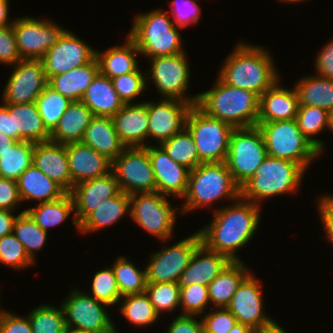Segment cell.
I'll return each instance as SVG.
<instances>
[{
  "instance_id": "cell-33",
  "label": "cell",
  "mask_w": 333,
  "mask_h": 333,
  "mask_svg": "<svg viewBox=\"0 0 333 333\" xmlns=\"http://www.w3.org/2000/svg\"><path fill=\"white\" fill-rule=\"evenodd\" d=\"M99 73L95 58L92 62L70 71L54 75L48 79V85L71 101H81L88 86Z\"/></svg>"
},
{
  "instance_id": "cell-5",
  "label": "cell",
  "mask_w": 333,
  "mask_h": 333,
  "mask_svg": "<svg viewBox=\"0 0 333 333\" xmlns=\"http://www.w3.org/2000/svg\"><path fill=\"white\" fill-rule=\"evenodd\" d=\"M305 171L296 162L267 156L255 174L241 186V197L260 206L265 198L294 194Z\"/></svg>"
},
{
  "instance_id": "cell-18",
  "label": "cell",
  "mask_w": 333,
  "mask_h": 333,
  "mask_svg": "<svg viewBox=\"0 0 333 333\" xmlns=\"http://www.w3.org/2000/svg\"><path fill=\"white\" fill-rule=\"evenodd\" d=\"M96 58V50L66 30L41 59L47 79L81 67Z\"/></svg>"
},
{
  "instance_id": "cell-20",
  "label": "cell",
  "mask_w": 333,
  "mask_h": 333,
  "mask_svg": "<svg viewBox=\"0 0 333 333\" xmlns=\"http://www.w3.org/2000/svg\"><path fill=\"white\" fill-rule=\"evenodd\" d=\"M119 192L120 188L113 171L73 186L70 192L75 209L74 221L72 223L79 229V224L94 211L100 203L107 198L116 196Z\"/></svg>"
},
{
  "instance_id": "cell-43",
  "label": "cell",
  "mask_w": 333,
  "mask_h": 333,
  "mask_svg": "<svg viewBox=\"0 0 333 333\" xmlns=\"http://www.w3.org/2000/svg\"><path fill=\"white\" fill-rule=\"evenodd\" d=\"M120 300L121 314L135 326H149L160 318L145 292L125 295Z\"/></svg>"
},
{
  "instance_id": "cell-4",
  "label": "cell",
  "mask_w": 333,
  "mask_h": 333,
  "mask_svg": "<svg viewBox=\"0 0 333 333\" xmlns=\"http://www.w3.org/2000/svg\"><path fill=\"white\" fill-rule=\"evenodd\" d=\"M241 196V187L234 181L225 162L201 163L189 172L188 186L181 214L225 198L237 200Z\"/></svg>"
},
{
  "instance_id": "cell-24",
  "label": "cell",
  "mask_w": 333,
  "mask_h": 333,
  "mask_svg": "<svg viewBox=\"0 0 333 333\" xmlns=\"http://www.w3.org/2000/svg\"><path fill=\"white\" fill-rule=\"evenodd\" d=\"M231 262L224 254L208 249L202 242L193 252L188 266L179 279L180 287L191 284L208 286L222 270Z\"/></svg>"
},
{
  "instance_id": "cell-70",
  "label": "cell",
  "mask_w": 333,
  "mask_h": 333,
  "mask_svg": "<svg viewBox=\"0 0 333 333\" xmlns=\"http://www.w3.org/2000/svg\"><path fill=\"white\" fill-rule=\"evenodd\" d=\"M4 312H5V310H3V311L1 310V311H0V320H1V318H2V316H3V314H4Z\"/></svg>"
},
{
  "instance_id": "cell-14",
  "label": "cell",
  "mask_w": 333,
  "mask_h": 333,
  "mask_svg": "<svg viewBox=\"0 0 333 333\" xmlns=\"http://www.w3.org/2000/svg\"><path fill=\"white\" fill-rule=\"evenodd\" d=\"M71 290L61 304L67 327L91 333H107L114 329L115 324L105 308L108 305L79 289Z\"/></svg>"
},
{
  "instance_id": "cell-15",
  "label": "cell",
  "mask_w": 333,
  "mask_h": 333,
  "mask_svg": "<svg viewBox=\"0 0 333 333\" xmlns=\"http://www.w3.org/2000/svg\"><path fill=\"white\" fill-rule=\"evenodd\" d=\"M56 22L23 16L12 24L21 59L41 60L66 31Z\"/></svg>"
},
{
  "instance_id": "cell-61",
  "label": "cell",
  "mask_w": 333,
  "mask_h": 333,
  "mask_svg": "<svg viewBox=\"0 0 333 333\" xmlns=\"http://www.w3.org/2000/svg\"><path fill=\"white\" fill-rule=\"evenodd\" d=\"M9 7V4L0 3V28L12 26V24L14 23V21L8 19Z\"/></svg>"
},
{
  "instance_id": "cell-12",
  "label": "cell",
  "mask_w": 333,
  "mask_h": 333,
  "mask_svg": "<svg viewBox=\"0 0 333 333\" xmlns=\"http://www.w3.org/2000/svg\"><path fill=\"white\" fill-rule=\"evenodd\" d=\"M112 171L120 191L128 195L156 191L154 171L145 147H126L112 161Z\"/></svg>"
},
{
  "instance_id": "cell-35",
  "label": "cell",
  "mask_w": 333,
  "mask_h": 333,
  "mask_svg": "<svg viewBox=\"0 0 333 333\" xmlns=\"http://www.w3.org/2000/svg\"><path fill=\"white\" fill-rule=\"evenodd\" d=\"M241 261H231L208 285L209 301L215 308H227L242 280L250 273Z\"/></svg>"
},
{
  "instance_id": "cell-27",
  "label": "cell",
  "mask_w": 333,
  "mask_h": 333,
  "mask_svg": "<svg viewBox=\"0 0 333 333\" xmlns=\"http://www.w3.org/2000/svg\"><path fill=\"white\" fill-rule=\"evenodd\" d=\"M13 117L14 140L40 143L50 140V132L43 124L35 102L27 104H8Z\"/></svg>"
},
{
  "instance_id": "cell-47",
  "label": "cell",
  "mask_w": 333,
  "mask_h": 333,
  "mask_svg": "<svg viewBox=\"0 0 333 333\" xmlns=\"http://www.w3.org/2000/svg\"><path fill=\"white\" fill-rule=\"evenodd\" d=\"M91 282L92 292L89 295L93 298L108 306H114L119 303L121 295L112 266L97 271Z\"/></svg>"
},
{
  "instance_id": "cell-56",
  "label": "cell",
  "mask_w": 333,
  "mask_h": 333,
  "mask_svg": "<svg viewBox=\"0 0 333 333\" xmlns=\"http://www.w3.org/2000/svg\"><path fill=\"white\" fill-rule=\"evenodd\" d=\"M319 218L325 227L327 240L333 244V195H323L317 202Z\"/></svg>"
},
{
  "instance_id": "cell-68",
  "label": "cell",
  "mask_w": 333,
  "mask_h": 333,
  "mask_svg": "<svg viewBox=\"0 0 333 333\" xmlns=\"http://www.w3.org/2000/svg\"><path fill=\"white\" fill-rule=\"evenodd\" d=\"M107 333H119V332L117 331V328H116V326H114V329H113V330H111L110 332H107Z\"/></svg>"
},
{
  "instance_id": "cell-2",
  "label": "cell",
  "mask_w": 333,
  "mask_h": 333,
  "mask_svg": "<svg viewBox=\"0 0 333 333\" xmlns=\"http://www.w3.org/2000/svg\"><path fill=\"white\" fill-rule=\"evenodd\" d=\"M267 49L239 43L225 58L218 78L227 85L256 93L259 97L277 81L279 74Z\"/></svg>"
},
{
  "instance_id": "cell-49",
  "label": "cell",
  "mask_w": 333,
  "mask_h": 333,
  "mask_svg": "<svg viewBox=\"0 0 333 333\" xmlns=\"http://www.w3.org/2000/svg\"><path fill=\"white\" fill-rule=\"evenodd\" d=\"M0 262L15 270L24 269L34 262L27 255L24 246L13 234L0 238Z\"/></svg>"
},
{
  "instance_id": "cell-29",
  "label": "cell",
  "mask_w": 333,
  "mask_h": 333,
  "mask_svg": "<svg viewBox=\"0 0 333 333\" xmlns=\"http://www.w3.org/2000/svg\"><path fill=\"white\" fill-rule=\"evenodd\" d=\"M93 117L92 111L82 101H72L50 132V140L59 144L81 142Z\"/></svg>"
},
{
  "instance_id": "cell-8",
  "label": "cell",
  "mask_w": 333,
  "mask_h": 333,
  "mask_svg": "<svg viewBox=\"0 0 333 333\" xmlns=\"http://www.w3.org/2000/svg\"><path fill=\"white\" fill-rule=\"evenodd\" d=\"M186 128L194 139L201 163L226 161L233 126L208 116L193 105L186 119Z\"/></svg>"
},
{
  "instance_id": "cell-67",
  "label": "cell",
  "mask_w": 333,
  "mask_h": 333,
  "mask_svg": "<svg viewBox=\"0 0 333 333\" xmlns=\"http://www.w3.org/2000/svg\"><path fill=\"white\" fill-rule=\"evenodd\" d=\"M279 2H285V3H299V2H303L304 0H278Z\"/></svg>"
},
{
  "instance_id": "cell-16",
  "label": "cell",
  "mask_w": 333,
  "mask_h": 333,
  "mask_svg": "<svg viewBox=\"0 0 333 333\" xmlns=\"http://www.w3.org/2000/svg\"><path fill=\"white\" fill-rule=\"evenodd\" d=\"M4 92L3 104H27L36 101L48 79L41 60L22 59L13 64Z\"/></svg>"
},
{
  "instance_id": "cell-25",
  "label": "cell",
  "mask_w": 333,
  "mask_h": 333,
  "mask_svg": "<svg viewBox=\"0 0 333 333\" xmlns=\"http://www.w3.org/2000/svg\"><path fill=\"white\" fill-rule=\"evenodd\" d=\"M33 164L67 193L71 192V176L65 144L51 140L35 143Z\"/></svg>"
},
{
  "instance_id": "cell-38",
  "label": "cell",
  "mask_w": 333,
  "mask_h": 333,
  "mask_svg": "<svg viewBox=\"0 0 333 333\" xmlns=\"http://www.w3.org/2000/svg\"><path fill=\"white\" fill-rule=\"evenodd\" d=\"M160 146L174 162L190 171L201 164L194 139L186 127Z\"/></svg>"
},
{
  "instance_id": "cell-30",
  "label": "cell",
  "mask_w": 333,
  "mask_h": 333,
  "mask_svg": "<svg viewBox=\"0 0 333 333\" xmlns=\"http://www.w3.org/2000/svg\"><path fill=\"white\" fill-rule=\"evenodd\" d=\"M125 44L109 47L105 52L96 51L99 72L110 79L122 74L135 72L138 68L140 54L135 42L126 36Z\"/></svg>"
},
{
  "instance_id": "cell-17",
  "label": "cell",
  "mask_w": 333,
  "mask_h": 333,
  "mask_svg": "<svg viewBox=\"0 0 333 333\" xmlns=\"http://www.w3.org/2000/svg\"><path fill=\"white\" fill-rule=\"evenodd\" d=\"M262 295L260 281L249 273L238 286L227 309L237 322L262 332L276 323L265 315Z\"/></svg>"
},
{
  "instance_id": "cell-45",
  "label": "cell",
  "mask_w": 333,
  "mask_h": 333,
  "mask_svg": "<svg viewBox=\"0 0 333 333\" xmlns=\"http://www.w3.org/2000/svg\"><path fill=\"white\" fill-rule=\"evenodd\" d=\"M60 307V308H59ZM40 305L27 315L33 333H64L66 324L62 306Z\"/></svg>"
},
{
  "instance_id": "cell-46",
  "label": "cell",
  "mask_w": 333,
  "mask_h": 333,
  "mask_svg": "<svg viewBox=\"0 0 333 333\" xmlns=\"http://www.w3.org/2000/svg\"><path fill=\"white\" fill-rule=\"evenodd\" d=\"M148 295L156 313L171 312L180 307V286L178 283H147Z\"/></svg>"
},
{
  "instance_id": "cell-1",
  "label": "cell",
  "mask_w": 333,
  "mask_h": 333,
  "mask_svg": "<svg viewBox=\"0 0 333 333\" xmlns=\"http://www.w3.org/2000/svg\"><path fill=\"white\" fill-rule=\"evenodd\" d=\"M237 201L218 208L211 223L198 230L201 242L208 249L226 255L231 261H241L236 252L251 240L261 218L259 205L241 196Z\"/></svg>"
},
{
  "instance_id": "cell-13",
  "label": "cell",
  "mask_w": 333,
  "mask_h": 333,
  "mask_svg": "<svg viewBox=\"0 0 333 333\" xmlns=\"http://www.w3.org/2000/svg\"><path fill=\"white\" fill-rule=\"evenodd\" d=\"M201 243L198 231L170 247L151 254L146 268L147 283H178L182 272Z\"/></svg>"
},
{
  "instance_id": "cell-58",
  "label": "cell",
  "mask_w": 333,
  "mask_h": 333,
  "mask_svg": "<svg viewBox=\"0 0 333 333\" xmlns=\"http://www.w3.org/2000/svg\"><path fill=\"white\" fill-rule=\"evenodd\" d=\"M203 322L195 316L179 315L169 325L167 333H202Z\"/></svg>"
},
{
  "instance_id": "cell-59",
  "label": "cell",
  "mask_w": 333,
  "mask_h": 333,
  "mask_svg": "<svg viewBox=\"0 0 333 333\" xmlns=\"http://www.w3.org/2000/svg\"><path fill=\"white\" fill-rule=\"evenodd\" d=\"M0 132L14 139L13 117H11L8 111V104H2L0 106Z\"/></svg>"
},
{
  "instance_id": "cell-26",
  "label": "cell",
  "mask_w": 333,
  "mask_h": 333,
  "mask_svg": "<svg viewBox=\"0 0 333 333\" xmlns=\"http://www.w3.org/2000/svg\"><path fill=\"white\" fill-rule=\"evenodd\" d=\"M278 82L260 96L257 123L295 119L299 107L297 92L294 87H280Z\"/></svg>"
},
{
  "instance_id": "cell-48",
  "label": "cell",
  "mask_w": 333,
  "mask_h": 333,
  "mask_svg": "<svg viewBox=\"0 0 333 333\" xmlns=\"http://www.w3.org/2000/svg\"><path fill=\"white\" fill-rule=\"evenodd\" d=\"M146 73H142L139 68L132 73L122 74L112 78L114 89L124 104L133 103V99L140 96L147 87Z\"/></svg>"
},
{
  "instance_id": "cell-37",
  "label": "cell",
  "mask_w": 333,
  "mask_h": 333,
  "mask_svg": "<svg viewBox=\"0 0 333 333\" xmlns=\"http://www.w3.org/2000/svg\"><path fill=\"white\" fill-rule=\"evenodd\" d=\"M26 211L38 226L48 232L49 227L64 223L75 209L72 195L66 193L57 200L39 203L37 207L28 208Z\"/></svg>"
},
{
  "instance_id": "cell-34",
  "label": "cell",
  "mask_w": 333,
  "mask_h": 333,
  "mask_svg": "<svg viewBox=\"0 0 333 333\" xmlns=\"http://www.w3.org/2000/svg\"><path fill=\"white\" fill-rule=\"evenodd\" d=\"M130 195L120 191L100 203L80 224L78 231L92 233L111 226L130 213Z\"/></svg>"
},
{
  "instance_id": "cell-62",
  "label": "cell",
  "mask_w": 333,
  "mask_h": 333,
  "mask_svg": "<svg viewBox=\"0 0 333 333\" xmlns=\"http://www.w3.org/2000/svg\"><path fill=\"white\" fill-rule=\"evenodd\" d=\"M16 142V140L11 139L7 135L0 132V156H2V154L9 148H12Z\"/></svg>"
},
{
  "instance_id": "cell-28",
  "label": "cell",
  "mask_w": 333,
  "mask_h": 333,
  "mask_svg": "<svg viewBox=\"0 0 333 333\" xmlns=\"http://www.w3.org/2000/svg\"><path fill=\"white\" fill-rule=\"evenodd\" d=\"M17 184L22 202L26 200H37L39 203L50 202L67 193L33 163L20 175Z\"/></svg>"
},
{
  "instance_id": "cell-11",
  "label": "cell",
  "mask_w": 333,
  "mask_h": 333,
  "mask_svg": "<svg viewBox=\"0 0 333 333\" xmlns=\"http://www.w3.org/2000/svg\"><path fill=\"white\" fill-rule=\"evenodd\" d=\"M186 52L150 59L151 69L146 78H152L157 91L165 99H176L197 105L199 94L186 96L190 81V66Z\"/></svg>"
},
{
  "instance_id": "cell-69",
  "label": "cell",
  "mask_w": 333,
  "mask_h": 333,
  "mask_svg": "<svg viewBox=\"0 0 333 333\" xmlns=\"http://www.w3.org/2000/svg\"><path fill=\"white\" fill-rule=\"evenodd\" d=\"M0 3H5V4H9V0H0Z\"/></svg>"
},
{
  "instance_id": "cell-41",
  "label": "cell",
  "mask_w": 333,
  "mask_h": 333,
  "mask_svg": "<svg viewBox=\"0 0 333 333\" xmlns=\"http://www.w3.org/2000/svg\"><path fill=\"white\" fill-rule=\"evenodd\" d=\"M112 269L121 297L144 293L147 285L146 268L140 270L125 256L117 257Z\"/></svg>"
},
{
  "instance_id": "cell-52",
  "label": "cell",
  "mask_w": 333,
  "mask_h": 333,
  "mask_svg": "<svg viewBox=\"0 0 333 333\" xmlns=\"http://www.w3.org/2000/svg\"><path fill=\"white\" fill-rule=\"evenodd\" d=\"M208 313L202 317L203 330L207 333H228L237 323L227 308H215Z\"/></svg>"
},
{
  "instance_id": "cell-19",
  "label": "cell",
  "mask_w": 333,
  "mask_h": 333,
  "mask_svg": "<svg viewBox=\"0 0 333 333\" xmlns=\"http://www.w3.org/2000/svg\"><path fill=\"white\" fill-rule=\"evenodd\" d=\"M193 104L176 99H165L156 103L148 101V137L160 145L186 127V119Z\"/></svg>"
},
{
  "instance_id": "cell-40",
  "label": "cell",
  "mask_w": 333,
  "mask_h": 333,
  "mask_svg": "<svg viewBox=\"0 0 333 333\" xmlns=\"http://www.w3.org/2000/svg\"><path fill=\"white\" fill-rule=\"evenodd\" d=\"M12 233L22 243L29 258L35 262V252L41 250L47 240V231L36 224L26 210L17 215Z\"/></svg>"
},
{
  "instance_id": "cell-6",
  "label": "cell",
  "mask_w": 333,
  "mask_h": 333,
  "mask_svg": "<svg viewBox=\"0 0 333 333\" xmlns=\"http://www.w3.org/2000/svg\"><path fill=\"white\" fill-rule=\"evenodd\" d=\"M167 11L158 9L136 15L128 36L135 42L140 55L146 58L185 52L181 35Z\"/></svg>"
},
{
  "instance_id": "cell-65",
  "label": "cell",
  "mask_w": 333,
  "mask_h": 333,
  "mask_svg": "<svg viewBox=\"0 0 333 333\" xmlns=\"http://www.w3.org/2000/svg\"><path fill=\"white\" fill-rule=\"evenodd\" d=\"M328 124L330 132L333 131V108L328 111Z\"/></svg>"
},
{
  "instance_id": "cell-57",
  "label": "cell",
  "mask_w": 333,
  "mask_h": 333,
  "mask_svg": "<svg viewBox=\"0 0 333 333\" xmlns=\"http://www.w3.org/2000/svg\"><path fill=\"white\" fill-rule=\"evenodd\" d=\"M314 63L317 75L333 80V39L322 47Z\"/></svg>"
},
{
  "instance_id": "cell-63",
  "label": "cell",
  "mask_w": 333,
  "mask_h": 333,
  "mask_svg": "<svg viewBox=\"0 0 333 333\" xmlns=\"http://www.w3.org/2000/svg\"><path fill=\"white\" fill-rule=\"evenodd\" d=\"M228 333H259L254 328L237 322Z\"/></svg>"
},
{
  "instance_id": "cell-32",
  "label": "cell",
  "mask_w": 333,
  "mask_h": 333,
  "mask_svg": "<svg viewBox=\"0 0 333 333\" xmlns=\"http://www.w3.org/2000/svg\"><path fill=\"white\" fill-rule=\"evenodd\" d=\"M81 101L92 111L94 116L112 117L124 105L114 89L109 77L97 74L88 86Z\"/></svg>"
},
{
  "instance_id": "cell-44",
  "label": "cell",
  "mask_w": 333,
  "mask_h": 333,
  "mask_svg": "<svg viewBox=\"0 0 333 333\" xmlns=\"http://www.w3.org/2000/svg\"><path fill=\"white\" fill-rule=\"evenodd\" d=\"M35 103L44 126L51 132L72 101L47 85Z\"/></svg>"
},
{
  "instance_id": "cell-53",
  "label": "cell",
  "mask_w": 333,
  "mask_h": 333,
  "mask_svg": "<svg viewBox=\"0 0 333 333\" xmlns=\"http://www.w3.org/2000/svg\"><path fill=\"white\" fill-rule=\"evenodd\" d=\"M20 60L13 27L0 28V64L11 66Z\"/></svg>"
},
{
  "instance_id": "cell-64",
  "label": "cell",
  "mask_w": 333,
  "mask_h": 333,
  "mask_svg": "<svg viewBox=\"0 0 333 333\" xmlns=\"http://www.w3.org/2000/svg\"><path fill=\"white\" fill-rule=\"evenodd\" d=\"M259 333H288L285 328H282L277 322L269 328H266L262 332Z\"/></svg>"
},
{
  "instance_id": "cell-60",
  "label": "cell",
  "mask_w": 333,
  "mask_h": 333,
  "mask_svg": "<svg viewBox=\"0 0 333 333\" xmlns=\"http://www.w3.org/2000/svg\"><path fill=\"white\" fill-rule=\"evenodd\" d=\"M13 211L0 209V238L10 234L13 231L14 222L17 215L12 214Z\"/></svg>"
},
{
  "instance_id": "cell-66",
  "label": "cell",
  "mask_w": 333,
  "mask_h": 333,
  "mask_svg": "<svg viewBox=\"0 0 333 333\" xmlns=\"http://www.w3.org/2000/svg\"><path fill=\"white\" fill-rule=\"evenodd\" d=\"M64 333H91V332H87V331H83V330H77V329H73L70 327H65Z\"/></svg>"
},
{
  "instance_id": "cell-22",
  "label": "cell",
  "mask_w": 333,
  "mask_h": 333,
  "mask_svg": "<svg viewBox=\"0 0 333 333\" xmlns=\"http://www.w3.org/2000/svg\"><path fill=\"white\" fill-rule=\"evenodd\" d=\"M73 186L112 171V161L82 142L65 144Z\"/></svg>"
},
{
  "instance_id": "cell-21",
  "label": "cell",
  "mask_w": 333,
  "mask_h": 333,
  "mask_svg": "<svg viewBox=\"0 0 333 333\" xmlns=\"http://www.w3.org/2000/svg\"><path fill=\"white\" fill-rule=\"evenodd\" d=\"M145 148L154 171L156 191L168 197H184L190 170L174 162L160 145L148 144Z\"/></svg>"
},
{
  "instance_id": "cell-10",
  "label": "cell",
  "mask_w": 333,
  "mask_h": 333,
  "mask_svg": "<svg viewBox=\"0 0 333 333\" xmlns=\"http://www.w3.org/2000/svg\"><path fill=\"white\" fill-rule=\"evenodd\" d=\"M130 218L143 230L166 242L172 236L176 224V209L167 196L145 192L130 195Z\"/></svg>"
},
{
  "instance_id": "cell-7",
  "label": "cell",
  "mask_w": 333,
  "mask_h": 333,
  "mask_svg": "<svg viewBox=\"0 0 333 333\" xmlns=\"http://www.w3.org/2000/svg\"><path fill=\"white\" fill-rule=\"evenodd\" d=\"M262 132L267 156L300 164L305 170L321 152L312 145L298 128L296 120L257 123Z\"/></svg>"
},
{
  "instance_id": "cell-9",
  "label": "cell",
  "mask_w": 333,
  "mask_h": 333,
  "mask_svg": "<svg viewBox=\"0 0 333 333\" xmlns=\"http://www.w3.org/2000/svg\"><path fill=\"white\" fill-rule=\"evenodd\" d=\"M266 157L265 141L257 126L234 128L225 163L240 187L255 174Z\"/></svg>"
},
{
  "instance_id": "cell-55",
  "label": "cell",
  "mask_w": 333,
  "mask_h": 333,
  "mask_svg": "<svg viewBox=\"0 0 333 333\" xmlns=\"http://www.w3.org/2000/svg\"><path fill=\"white\" fill-rule=\"evenodd\" d=\"M0 333H33L28 317L18 316L5 310L0 320Z\"/></svg>"
},
{
  "instance_id": "cell-3",
  "label": "cell",
  "mask_w": 333,
  "mask_h": 333,
  "mask_svg": "<svg viewBox=\"0 0 333 333\" xmlns=\"http://www.w3.org/2000/svg\"><path fill=\"white\" fill-rule=\"evenodd\" d=\"M216 80L210 90L199 93L197 106L208 116L234 128L256 126L260 97L252 91L227 85L219 78Z\"/></svg>"
},
{
  "instance_id": "cell-51",
  "label": "cell",
  "mask_w": 333,
  "mask_h": 333,
  "mask_svg": "<svg viewBox=\"0 0 333 333\" xmlns=\"http://www.w3.org/2000/svg\"><path fill=\"white\" fill-rule=\"evenodd\" d=\"M171 14L176 27L184 28L200 20L201 8L196 0H171Z\"/></svg>"
},
{
  "instance_id": "cell-50",
  "label": "cell",
  "mask_w": 333,
  "mask_h": 333,
  "mask_svg": "<svg viewBox=\"0 0 333 333\" xmlns=\"http://www.w3.org/2000/svg\"><path fill=\"white\" fill-rule=\"evenodd\" d=\"M210 304L208 296V286L201 284H191L187 287H180L181 315L196 316L205 313V309Z\"/></svg>"
},
{
  "instance_id": "cell-23",
  "label": "cell",
  "mask_w": 333,
  "mask_h": 333,
  "mask_svg": "<svg viewBox=\"0 0 333 333\" xmlns=\"http://www.w3.org/2000/svg\"><path fill=\"white\" fill-rule=\"evenodd\" d=\"M115 130L125 147H146L148 140V102L128 103L112 117Z\"/></svg>"
},
{
  "instance_id": "cell-31",
  "label": "cell",
  "mask_w": 333,
  "mask_h": 333,
  "mask_svg": "<svg viewBox=\"0 0 333 333\" xmlns=\"http://www.w3.org/2000/svg\"><path fill=\"white\" fill-rule=\"evenodd\" d=\"M81 142L105 155L111 161L126 148L119 139L111 117L94 116L86 128Z\"/></svg>"
},
{
  "instance_id": "cell-39",
  "label": "cell",
  "mask_w": 333,
  "mask_h": 333,
  "mask_svg": "<svg viewBox=\"0 0 333 333\" xmlns=\"http://www.w3.org/2000/svg\"><path fill=\"white\" fill-rule=\"evenodd\" d=\"M35 143L17 141L12 148L0 156V177L17 181L20 175L33 163Z\"/></svg>"
},
{
  "instance_id": "cell-36",
  "label": "cell",
  "mask_w": 333,
  "mask_h": 333,
  "mask_svg": "<svg viewBox=\"0 0 333 333\" xmlns=\"http://www.w3.org/2000/svg\"><path fill=\"white\" fill-rule=\"evenodd\" d=\"M299 105L333 108V80L317 74L299 79L294 86Z\"/></svg>"
},
{
  "instance_id": "cell-54",
  "label": "cell",
  "mask_w": 333,
  "mask_h": 333,
  "mask_svg": "<svg viewBox=\"0 0 333 333\" xmlns=\"http://www.w3.org/2000/svg\"><path fill=\"white\" fill-rule=\"evenodd\" d=\"M20 202L17 181L0 177V209L13 211Z\"/></svg>"
},
{
  "instance_id": "cell-42",
  "label": "cell",
  "mask_w": 333,
  "mask_h": 333,
  "mask_svg": "<svg viewBox=\"0 0 333 333\" xmlns=\"http://www.w3.org/2000/svg\"><path fill=\"white\" fill-rule=\"evenodd\" d=\"M295 120L307 140L322 153L325 148L323 141L313 136L329 129L328 111L320 107L299 105Z\"/></svg>"
}]
</instances>
